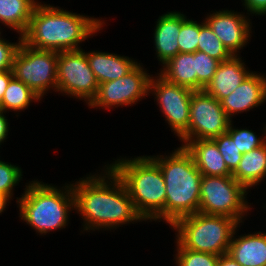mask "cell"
I'll list each match as a JSON object with an SVG mask.
<instances>
[{"label":"cell","mask_w":266,"mask_h":266,"mask_svg":"<svg viewBox=\"0 0 266 266\" xmlns=\"http://www.w3.org/2000/svg\"><path fill=\"white\" fill-rule=\"evenodd\" d=\"M176 243L177 253L174 259L177 266H217L218 255L185 249Z\"/></svg>","instance_id":"obj_26"},{"label":"cell","mask_w":266,"mask_h":266,"mask_svg":"<svg viewBox=\"0 0 266 266\" xmlns=\"http://www.w3.org/2000/svg\"><path fill=\"white\" fill-rule=\"evenodd\" d=\"M220 61L210 57L202 51L195 52V66L197 74V91L204 90L212 80Z\"/></svg>","instance_id":"obj_28"},{"label":"cell","mask_w":266,"mask_h":266,"mask_svg":"<svg viewBox=\"0 0 266 266\" xmlns=\"http://www.w3.org/2000/svg\"><path fill=\"white\" fill-rule=\"evenodd\" d=\"M236 230L227 254L241 266H266V233L244 234L236 238Z\"/></svg>","instance_id":"obj_18"},{"label":"cell","mask_w":266,"mask_h":266,"mask_svg":"<svg viewBox=\"0 0 266 266\" xmlns=\"http://www.w3.org/2000/svg\"><path fill=\"white\" fill-rule=\"evenodd\" d=\"M159 75L170 83L197 91V74L194 53H178L168 60Z\"/></svg>","instance_id":"obj_21"},{"label":"cell","mask_w":266,"mask_h":266,"mask_svg":"<svg viewBox=\"0 0 266 266\" xmlns=\"http://www.w3.org/2000/svg\"><path fill=\"white\" fill-rule=\"evenodd\" d=\"M10 200L11 198L9 196L0 194V215L2 214V212H4L7 203H9Z\"/></svg>","instance_id":"obj_36"},{"label":"cell","mask_w":266,"mask_h":266,"mask_svg":"<svg viewBox=\"0 0 266 266\" xmlns=\"http://www.w3.org/2000/svg\"><path fill=\"white\" fill-rule=\"evenodd\" d=\"M150 157L159 165L166 186L164 222L172 226L178 219L199 212L203 175L186 148Z\"/></svg>","instance_id":"obj_3"},{"label":"cell","mask_w":266,"mask_h":266,"mask_svg":"<svg viewBox=\"0 0 266 266\" xmlns=\"http://www.w3.org/2000/svg\"><path fill=\"white\" fill-rule=\"evenodd\" d=\"M18 40V43L8 42L1 38L0 32V71L12 69L15 54L22 41L21 35H19Z\"/></svg>","instance_id":"obj_31"},{"label":"cell","mask_w":266,"mask_h":266,"mask_svg":"<svg viewBox=\"0 0 266 266\" xmlns=\"http://www.w3.org/2000/svg\"><path fill=\"white\" fill-rule=\"evenodd\" d=\"M145 70L143 65L138 63L123 77L99 84L97 94L88 106L111 110L112 107L131 106L148 97L153 75H148Z\"/></svg>","instance_id":"obj_11"},{"label":"cell","mask_w":266,"mask_h":266,"mask_svg":"<svg viewBox=\"0 0 266 266\" xmlns=\"http://www.w3.org/2000/svg\"><path fill=\"white\" fill-rule=\"evenodd\" d=\"M197 51H202L220 62L233 56L204 20L200 24Z\"/></svg>","instance_id":"obj_24"},{"label":"cell","mask_w":266,"mask_h":266,"mask_svg":"<svg viewBox=\"0 0 266 266\" xmlns=\"http://www.w3.org/2000/svg\"><path fill=\"white\" fill-rule=\"evenodd\" d=\"M180 30L181 12H167L159 16L153 38L158 61L163 65L179 53Z\"/></svg>","instance_id":"obj_16"},{"label":"cell","mask_w":266,"mask_h":266,"mask_svg":"<svg viewBox=\"0 0 266 266\" xmlns=\"http://www.w3.org/2000/svg\"><path fill=\"white\" fill-rule=\"evenodd\" d=\"M247 189L232 176L201 178L199 212L233 218L242 223L250 211Z\"/></svg>","instance_id":"obj_7"},{"label":"cell","mask_w":266,"mask_h":266,"mask_svg":"<svg viewBox=\"0 0 266 266\" xmlns=\"http://www.w3.org/2000/svg\"><path fill=\"white\" fill-rule=\"evenodd\" d=\"M212 140L217 144L229 171L233 173L238 167L242 157L236 143L227 133L219 135Z\"/></svg>","instance_id":"obj_29"},{"label":"cell","mask_w":266,"mask_h":266,"mask_svg":"<svg viewBox=\"0 0 266 266\" xmlns=\"http://www.w3.org/2000/svg\"><path fill=\"white\" fill-rule=\"evenodd\" d=\"M171 227L183 248L220 256L228 252L240 223L230 217L197 212L178 219Z\"/></svg>","instance_id":"obj_6"},{"label":"cell","mask_w":266,"mask_h":266,"mask_svg":"<svg viewBox=\"0 0 266 266\" xmlns=\"http://www.w3.org/2000/svg\"><path fill=\"white\" fill-rule=\"evenodd\" d=\"M41 98L26 84L13 77L5 90L0 109L4 112L23 111L31 102H38Z\"/></svg>","instance_id":"obj_23"},{"label":"cell","mask_w":266,"mask_h":266,"mask_svg":"<svg viewBox=\"0 0 266 266\" xmlns=\"http://www.w3.org/2000/svg\"><path fill=\"white\" fill-rule=\"evenodd\" d=\"M22 197L17 198L19 215L40 235L68 224L70 211L74 209V195L70 184L61 189L52 184L31 181L25 185Z\"/></svg>","instance_id":"obj_5"},{"label":"cell","mask_w":266,"mask_h":266,"mask_svg":"<svg viewBox=\"0 0 266 266\" xmlns=\"http://www.w3.org/2000/svg\"><path fill=\"white\" fill-rule=\"evenodd\" d=\"M57 60V51L35 49L21 41L13 60V75L43 99L49 89L57 91Z\"/></svg>","instance_id":"obj_8"},{"label":"cell","mask_w":266,"mask_h":266,"mask_svg":"<svg viewBox=\"0 0 266 266\" xmlns=\"http://www.w3.org/2000/svg\"><path fill=\"white\" fill-rule=\"evenodd\" d=\"M35 6L42 4L41 2H38V0H30Z\"/></svg>","instance_id":"obj_37"},{"label":"cell","mask_w":266,"mask_h":266,"mask_svg":"<svg viewBox=\"0 0 266 266\" xmlns=\"http://www.w3.org/2000/svg\"><path fill=\"white\" fill-rule=\"evenodd\" d=\"M232 177L248 191L266 178V143L242 154L238 167Z\"/></svg>","instance_id":"obj_20"},{"label":"cell","mask_w":266,"mask_h":266,"mask_svg":"<svg viewBox=\"0 0 266 266\" xmlns=\"http://www.w3.org/2000/svg\"><path fill=\"white\" fill-rule=\"evenodd\" d=\"M14 77L12 69L0 71V103L10 80Z\"/></svg>","instance_id":"obj_33"},{"label":"cell","mask_w":266,"mask_h":266,"mask_svg":"<svg viewBox=\"0 0 266 266\" xmlns=\"http://www.w3.org/2000/svg\"><path fill=\"white\" fill-rule=\"evenodd\" d=\"M107 165L124 184L144 221H164L166 186L159 165L150 156L121 158Z\"/></svg>","instance_id":"obj_4"},{"label":"cell","mask_w":266,"mask_h":266,"mask_svg":"<svg viewBox=\"0 0 266 266\" xmlns=\"http://www.w3.org/2000/svg\"><path fill=\"white\" fill-rule=\"evenodd\" d=\"M35 7L30 0H0V23L22 36L29 26Z\"/></svg>","instance_id":"obj_22"},{"label":"cell","mask_w":266,"mask_h":266,"mask_svg":"<svg viewBox=\"0 0 266 266\" xmlns=\"http://www.w3.org/2000/svg\"><path fill=\"white\" fill-rule=\"evenodd\" d=\"M204 21L232 55H239L237 53H240L252 36V22L244 13L219 10L207 15Z\"/></svg>","instance_id":"obj_13"},{"label":"cell","mask_w":266,"mask_h":266,"mask_svg":"<svg viewBox=\"0 0 266 266\" xmlns=\"http://www.w3.org/2000/svg\"><path fill=\"white\" fill-rule=\"evenodd\" d=\"M247 14L266 15V0H243ZM250 12V13H249Z\"/></svg>","instance_id":"obj_32"},{"label":"cell","mask_w":266,"mask_h":266,"mask_svg":"<svg viewBox=\"0 0 266 266\" xmlns=\"http://www.w3.org/2000/svg\"><path fill=\"white\" fill-rule=\"evenodd\" d=\"M239 56L233 55L230 59L220 62L212 80L204 88L207 94L215 97L219 102L230 95L252 72L248 67L246 68Z\"/></svg>","instance_id":"obj_15"},{"label":"cell","mask_w":266,"mask_h":266,"mask_svg":"<svg viewBox=\"0 0 266 266\" xmlns=\"http://www.w3.org/2000/svg\"><path fill=\"white\" fill-rule=\"evenodd\" d=\"M104 24V19L80 15L44 3L35 7L22 41L40 50H80L82 48L79 44L101 31Z\"/></svg>","instance_id":"obj_2"},{"label":"cell","mask_w":266,"mask_h":266,"mask_svg":"<svg viewBox=\"0 0 266 266\" xmlns=\"http://www.w3.org/2000/svg\"><path fill=\"white\" fill-rule=\"evenodd\" d=\"M85 54L98 84L121 78L138 64L133 58L115 53L90 51Z\"/></svg>","instance_id":"obj_19"},{"label":"cell","mask_w":266,"mask_h":266,"mask_svg":"<svg viewBox=\"0 0 266 266\" xmlns=\"http://www.w3.org/2000/svg\"><path fill=\"white\" fill-rule=\"evenodd\" d=\"M232 120L227 129V134L233 139L236 143V146L240 150L241 154H245L253 149H256L266 143V124L263 128L265 132L263 137H258L255 132L247 128H235L232 125Z\"/></svg>","instance_id":"obj_25"},{"label":"cell","mask_w":266,"mask_h":266,"mask_svg":"<svg viewBox=\"0 0 266 266\" xmlns=\"http://www.w3.org/2000/svg\"><path fill=\"white\" fill-rule=\"evenodd\" d=\"M98 86L85 50L58 52L57 92L84 100L89 105L97 94Z\"/></svg>","instance_id":"obj_9"},{"label":"cell","mask_w":266,"mask_h":266,"mask_svg":"<svg viewBox=\"0 0 266 266\" xmlns=\"http://www.w3.org/2000/svg\"><path fill=\"white\" fill-rule=\"evenodd\" d=\"M22 169L0 160V194L12 199L13 188L22 180Z\"/></svg>","instance_id":"obj_30"},{"label":"cell","mask_w":266,"mask_h":266,"mask_svg":"<svg viewBox=\"0 0 266 266\" xmlns=\"http://www.w3.org/2000/svg\"><path fill=\"white\" fill-rule=\"evenodd\" d=\"M183 147L192 155L198 170L205 176H232L217 144L212 139L187 141Z\"/></svg>","instance_id":"obj_17"},{"label":"cell","mask_w":266,"mask_h":266,"mask_svg":"<svg viewBox=\"0 0 266 266\" xmlns=\"http://www.w3.org/2000/svg\"><path fill=\"white\" fill-rule=\"evenodd\" d=\"M217 266H241V265L226 253L219 256Z\"/></svg>","instance_id":"obj_35"},{"label":"cell","mask_w":266,"mask_h":266,"mask_svg":"<svg viewBox=\"0 0 266 266\" xmlns=\"http://www.w3.org/2000/svg\"><path fill=\"white\" fill-rule=\"evenodd\" d=\"M189 112L188 130L179 138L181 146L187 141L214 139L225 134L231 121L221 103L204 90L192 92Z\"/></svg>","instance_id":"obj_10"},{"label":"cell","mask_w":266,"mask_h":266,"mask_svg":"<svg viewBox=\"0 0 266 266\" xmlns=\"http://www.w3.org/2000/svg\"><path fill=\"white\" fill-rule=\"evenodd\" d=\"M5 113L0 109V145L7 139L9 132V123L7 117L4 115Z\"/></svg>","instance_id":"obj_34"},{"label":"cell","mask_w":266,"mask_h":266,"mask_svg":"<svg viewBox=\"0 0 266 266\" xmlns=\"http://www.w3.org/2000/svg\"><path fill=\"white\" fill-rule=\"evenodd\" d=\"M151 77L149 95H154L165 120L180 138L187 130L190 120V104L193 90L168 82L162 76Z\"/></svg>","instance_id":"obj_12"},{"label":"cell","mask_w":266,"mask_h":266,"mask_svg":"<svg viewBox=\"0 0 266 266\" xmlns=\"http://www.w3.org/2000/svg\"><path fill=\"white\" fill-rule=\"evenodd\" d=\"M200 33V23L187 19L181 13V30L178 36L179 52L194 53L197 51L198 39Z\"/></svg>","instance_id":"obj_27"},{"label":"cell","mask_w":266,"mask_h":266,"mask_svg":"<svg viewBox=\"0 0 266 266\" xmlns=\"http://www.w3.org/2000/svg\"><path fill=\"white\" fill-rule=\"evenodd\" d=\"M104 167L100 175L90 174L71 183L74 209L84 220L83 231L116 230L123 224L144 221L120 178L108 165Z\"/></svg>","instance_id":"obj_1"},{"label":"cell","mask_w":266,"mask_h":266,"mask_svg":"<svg viewBox=\"0 0 266 266\" xmlns=\"http://www.w3.org/2000/svg\"><path fill=\"white\" fill-rule=\"evenodd\" d=\"M264 76L255 71L251 72L230 95L220 101L230 120L233 115L247 112L266 101V76Z\"/></svg>","instance_id":"obj_14"}]
</instances>
